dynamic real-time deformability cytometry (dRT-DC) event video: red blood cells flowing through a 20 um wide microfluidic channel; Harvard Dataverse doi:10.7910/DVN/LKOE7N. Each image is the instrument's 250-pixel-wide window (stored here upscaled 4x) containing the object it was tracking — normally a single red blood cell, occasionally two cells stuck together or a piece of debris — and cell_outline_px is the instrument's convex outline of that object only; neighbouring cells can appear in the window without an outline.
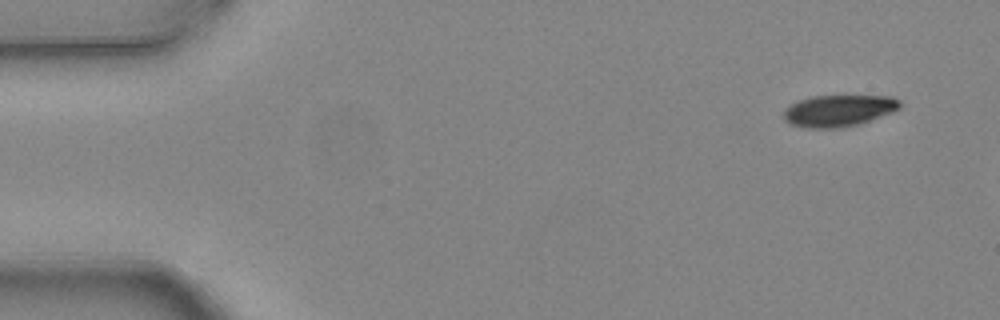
{"species": "common noctule bat (a hibernating species)", "species_latin": "Nyctalus noctula", "temperature_condition": "warm", "stored_images_in_passage": 3, "camera_frame_rate_fps": 3000, "um_per_image_px": 0.085, "animal": {"sex": "female", "body_mass_g": 24.6, "forearm_length_mm": 56.2}, "frame": {"image": 1, "passage_image": 1, "time_ms": 0.0, "image_size_px": [1000, 320], "cell_outline_px": [[900, 108], [892, 112], [860, 124], [836, 128], [804, 128], [788, 124], [784, 120], [784, 108], [800, 100], [812, 96], [892, 96], [900, 100]], "centroid_in_image_um": [71.27, 9.41], "position_along_channel_um": 13.7, "area_um2": 21.5}}